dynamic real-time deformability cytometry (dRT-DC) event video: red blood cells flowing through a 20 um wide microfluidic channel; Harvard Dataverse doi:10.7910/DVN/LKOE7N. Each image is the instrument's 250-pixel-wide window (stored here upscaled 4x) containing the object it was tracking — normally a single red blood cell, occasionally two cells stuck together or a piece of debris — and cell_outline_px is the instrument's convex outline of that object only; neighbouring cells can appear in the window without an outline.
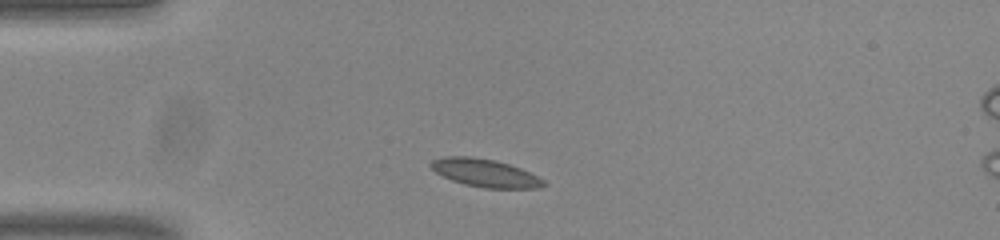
{"species": "common noctule bat (a hibernating species)", "species_latin": "Nyctalus noctula", "temperature_condition": "room temperature", "stored_images_in_passage": 42, "camera_frame_rate_fps": 3000, "um_per_image_px": 0.085, "animal": {"sex": "male", "body_mass_g": 20.0, "forearm_length_mm": 53.3}, "frame": {"image": 1, "passage_image": 1, "time_ms": 0.0, "image_size_px": [1000, 240], "cell_outline_px": [[548, 184], [540, 188], [484, 188], [464, 184], [452, 180], [436, 172], [428, 164], [432, 160], [448, 156], [468, 156], [492, 160], [508, 164], [520, 168], [544, 180]], "centroid_in_image_um": [41.24, 14.71], "position_along_channel_um": 43.8, "area_um2": 18.09}}
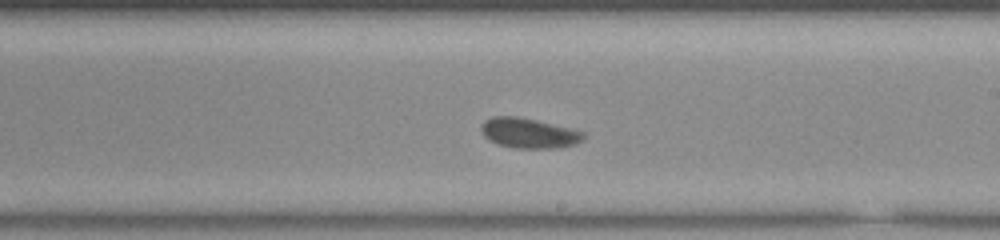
{"frame": {"image": 2, "passage_image": 19, "time_ms": 6.0, "image_size_px": [1000, 240], "cell_outline_px": [[584, 140], [576, 144], [556, 148], [516, 148], [500, 144], [488, 140], [480, 132], [480, 128], [484, 120], [492, 116], [516, 116], [536, 120], [584, 132]], "centroid_in_image_um": [44.92, 11.31], "position_along_channel_um": 244.1, "area_um2": 17.86}}
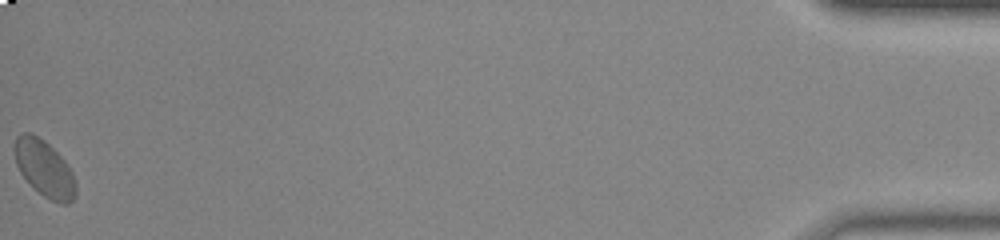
{"frame": {"image": 3, "passage_image": 42, "time_ms": 13.667, "image_size_px": [1000, 240], "cell_outline_px": [[76, 196], [68, 204], [60, 204], [44, 196], [20, 172], [16, 164], [16, 136], [20, 132], [32, 132], [44, 140], [68, 164], [72, 172], [76, 184]], "centroid_in_image_um": [3.81, 14.31], "position_along_channel_um": 431.4, "area_um2": 19.77}, "authors_computed_cell_mechanics": {"area_um2": 17.8602, "velocity_mm_per_s": 3.7347, "shape_relaxation_time_tau1_ms": 2.9487, "shape_relaxation_time_tau2_ms": null, "deformation_change_tau1": 0.0754, "deformation_change_tau2": null}}